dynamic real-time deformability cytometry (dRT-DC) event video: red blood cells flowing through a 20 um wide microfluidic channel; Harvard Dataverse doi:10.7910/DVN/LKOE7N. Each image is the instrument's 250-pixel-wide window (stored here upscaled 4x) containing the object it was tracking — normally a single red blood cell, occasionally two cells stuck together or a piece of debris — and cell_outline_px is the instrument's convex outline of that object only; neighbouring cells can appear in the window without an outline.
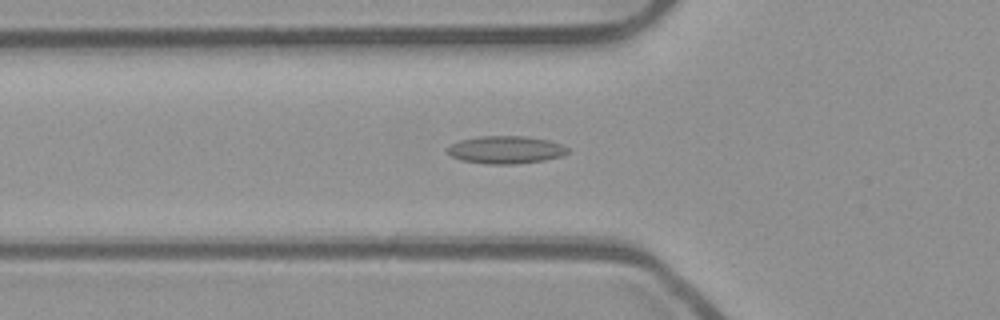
{"species": "common noctule bat (a hibernating species)", "species_latin": "Nyctalus noctula", "temperature_condition": "room temperature", "stored_images_in_passage": 36, "camera_frame_rate_fps": 3000, "um_per_image_px": 0.085, "animal": {"sex": "male", "body_mass_g": 23.1, "forearm_length_mm": 52.7}, "frame": {"image": 1, "passage_image": 9, "time_ms": 2.667, "image_size_px": [1000, 320], "cell_outline_px": [[572, 152], [560, 156], [544, 160], [516, 164], [488, 164], [464, 160], [452, 156], [448, 152], [448, 148], [452, 144], [460, 140], [480, 136], [524, 136], [548, 140], [560, 144], [568, 148]], "centroid_in_image_um": [43.03, 12.73], "position_along_channel_um": 82.8, "area_um2": 19.19}}
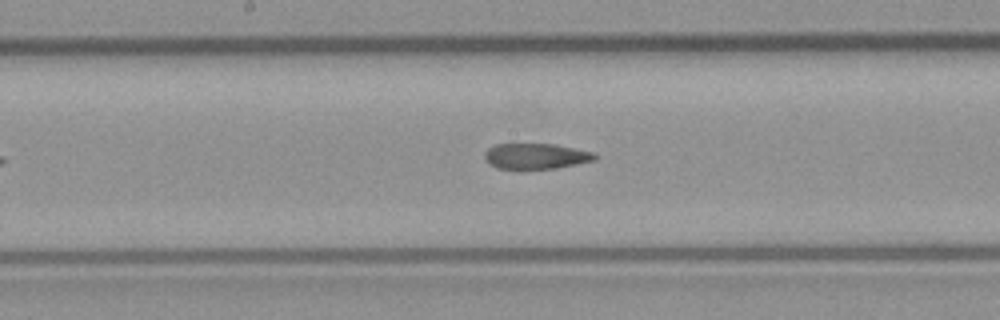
{"frame": {"image": 2, "passage_image": 18, "time_ms": 5.667, "image_size_px": [1000, 320], "cell_outline_px": [[596, 160], [556, 168], [524, 172], [520, 172], [496, 168], [488, 164], [484, 156], [484, 152], [488, 148], [496, 144], [552, 144], [592, 152], [596, 156]], "centroid_in_image_um": [45.45, 13.33], "position_along_channel_um": 202.7, "area_um2": 17.11}}
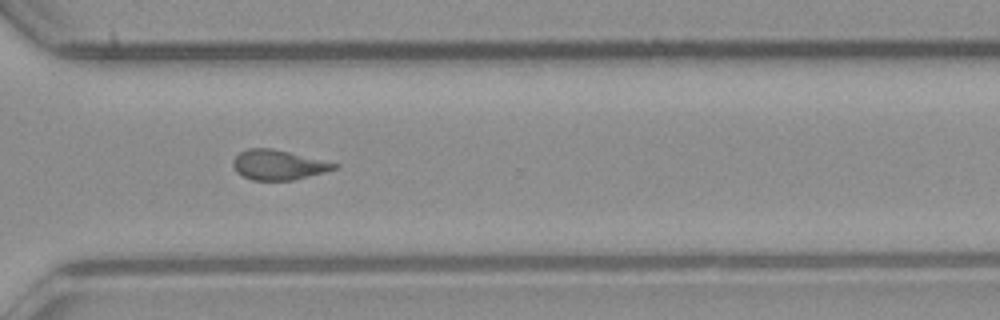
{"frame": {"image": 3, "passage_image": 29, "time_ms": 9.333, "image_size_px": [1000, 320], "cell_outline_px": [[340, 168], [292, 180], [252, 180], [236, 172], [232, 164], [232, 160], [240, 152], [248, 148], [272, 148], [340, 164]], "centroid_in_image_um": [23.66, 14.01], "position_along_channel_um": 346.9, "area_um2": 17.57}, "authors_computed_cell_mechanics": {"area_um2": 17.9758, "velocity_mm_per_s": 3.9477, "shape_relaxation_time_tau1_ms": null, "shape_relaxation_time_tau2_ms": 2.5977, "deformation_change_tau1": null, "deformation_change_tau2": 0.1032}}